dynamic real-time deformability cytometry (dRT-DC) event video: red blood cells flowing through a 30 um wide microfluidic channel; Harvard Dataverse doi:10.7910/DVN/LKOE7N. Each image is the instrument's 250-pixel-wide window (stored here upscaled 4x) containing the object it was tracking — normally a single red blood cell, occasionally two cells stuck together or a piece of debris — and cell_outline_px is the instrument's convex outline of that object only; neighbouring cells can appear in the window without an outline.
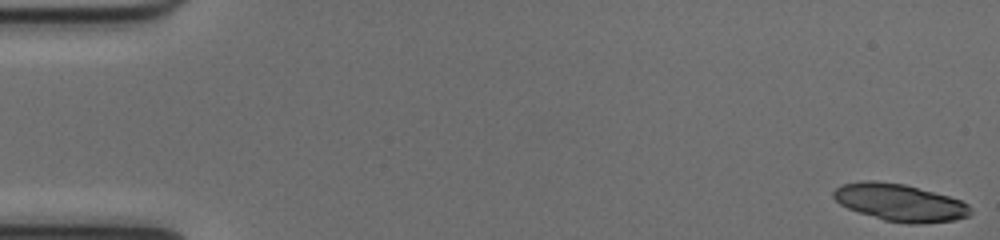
{"species": "common noctule bat (a hibernating species)", "species_latin": "Nyctalus noctula", "temperature_condition": "cold", "stored_images_in_passage": 52, "camera_frame_rate_fps": 3000, "um_per_image_px": 0.085, "animal": {"sex": "female", "body_mass_g": 17.0, "forearm_length_mm": 48.0}, "frame": {"image": 1, "passage_image": 1, "time_ms": 0.0, "image_size_px": [1000, 240], "cell_outline_px": [[972, 212], [968, 216], [956, 220], [916, 224], [908, 224], [884, 220], [848, 208], [840, 204], [832, 196], [832, 192], [840, 184], [860, 180], [876, 180], [904, 184], [948, 196], [960, 200], [968, 204], [972, 208]], "centroid_in_image_um": [76.48, 17.2], "position_along_channel_um": 8.5, "area_um2": 29.82}}
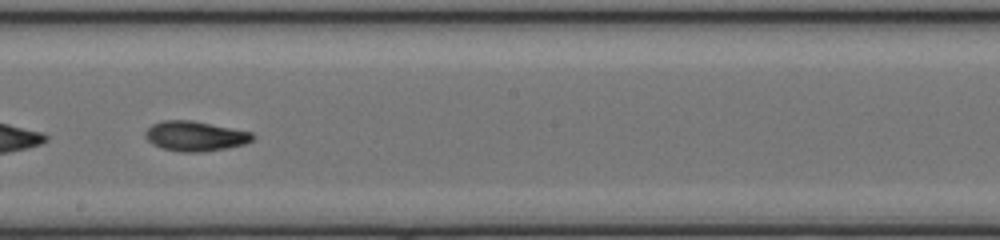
{"frame": {"image": 2, "passage_image": 30, "time_ms": 9.667, "image_size_px": [1000, 240], "cell_outline_px": [[252, 140], [244, 144], [228, 148], [200, 152], [180, 152], [160, 148], [152, 144], [144, 136], [144, 132], [152, 124], [164, 120], [192, 120], [252, 132]], "centroid_in_image_um": [16.54, 11.57], "position_along_channel_um": 231.7, "area_um2": 18.73}}
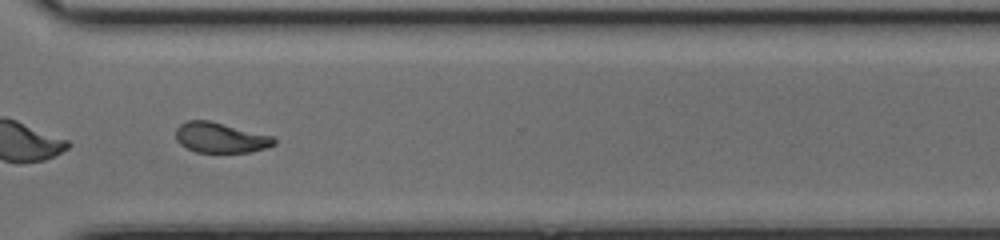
{"frame": {"image": 3, "passage_image": 39, "time_ms": 12.667, "image_size_px": [1000, 240], "cell_outline_px": [[276, 144], [252, 152], [196, 152], [180, 144], [176, 140], [176, 128], [180, 124], [188, 120], [208, 120], [272, 136], [276, 140]], "centroid_in_image_um": [18.72, 11.7], "position_along_channel_um": 351.9, "area_um2": 17.17}, "authors_computed_cell_mechanics": {"area_um2": 18.4671, "velocity_mm_per_s": 4.0139, "shape_relaxation_time_tau1_ms": 3.5137, "shape_relaxation_time_tau2_ms": 1.987, "deformation_change_tau1": 0.1626, "deformation_change_tau2": 0.0729}}